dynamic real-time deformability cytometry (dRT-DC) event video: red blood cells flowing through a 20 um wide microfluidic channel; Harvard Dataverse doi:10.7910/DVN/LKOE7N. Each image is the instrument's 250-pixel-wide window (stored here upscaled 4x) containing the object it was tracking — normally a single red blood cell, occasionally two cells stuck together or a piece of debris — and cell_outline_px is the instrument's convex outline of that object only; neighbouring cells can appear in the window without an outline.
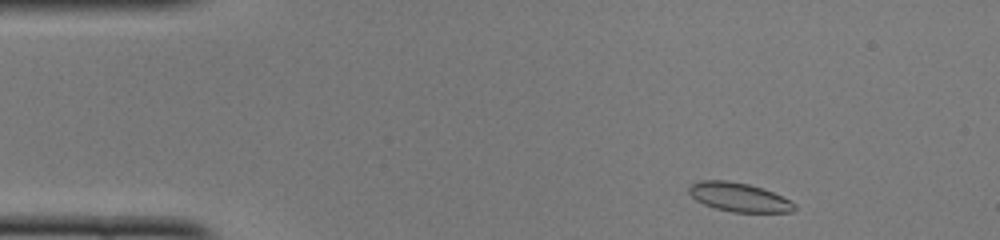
{"species": "common noctule bat (a hibernating species)", "species_latin": "Nyctalus noctula", "temperature_condition": "cold", "stored_images_in_passage": 44, "camera_frame_rate_fps": 3000, "um_per_image_px": 0.085, "animal": {"sex": "female", "body_mass_g": 22.0, "forearm_length_mm": 56.7}, "frame": {"image": 1, "passage_image": 2, "time_ms": 0.333, "image_size_px": [1000, 240], "cell_outline_px": [[796, 208], [792, 212], [732, 212], [716, 208], [704, 204], [696, 200], [688, 192], [688, 188], [692, 184], [700, 180], [728, 180], [748, 184], [772, 192], [796, 204]], "centroid_in_image_um": [62.79, 16.76], "position_along_channel_um": 22.2, "area_um2": 17.57}}
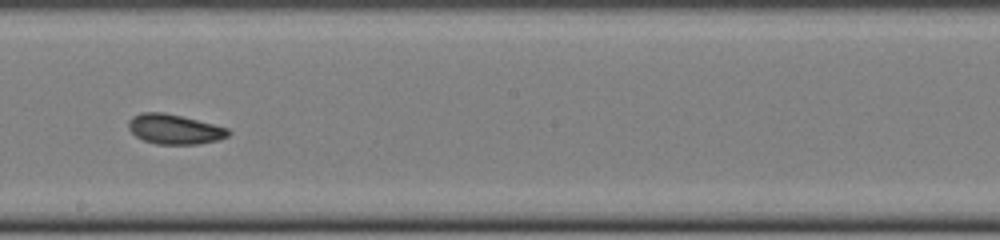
{"frame": {"image": 2, "passage_image": 23, "time_ms": 7.333, "image_size_px": [1000, 240], "cell_outline_px": [[232, 132], [228, 136], [216, 140], [196, 144], [156, 144], [144, 140], [136, 136], [128, 128], [128, 120], [132, 116], [140, 112], [164, 112], [228, 128]], "centroid_in_image_um": [14.79, 10.97], "position_along_channel_um": 233.4, "area_um2": 17.22}}
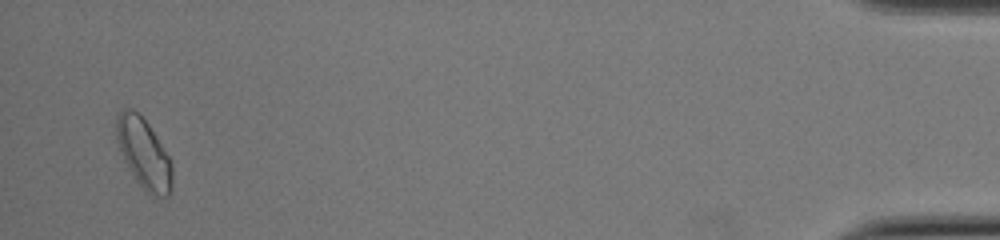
{"frame": {"image": 3, "passage_image": 43, "time_ms": 14.0, "image_size_px": [1000, 240], "cell_outline_px": [[172, 188], [168, 196], [152, 196], [136, 180], [120, 152], [116, 140], [116, 116], [124, 108], [132, 108], [140, 112], [156, 136], [168, 156], [172, 164]], "centroid_in_image_um": [12.21, 13.0], "position_along_channel_um": 423.0, "area_um2": 22.66}, "authors_computed_cell_mechanics": {"area_um2": 17.8024, "velocity_mm_per_s": 4.0683, "shape_relaxation_time_tau1_ms": 5.8402, "shape_relaxation_time_tau2_ms": 1.7206, "deformation_change_tau1": 0.101, "deformation_change_tau2": 0.0606}}